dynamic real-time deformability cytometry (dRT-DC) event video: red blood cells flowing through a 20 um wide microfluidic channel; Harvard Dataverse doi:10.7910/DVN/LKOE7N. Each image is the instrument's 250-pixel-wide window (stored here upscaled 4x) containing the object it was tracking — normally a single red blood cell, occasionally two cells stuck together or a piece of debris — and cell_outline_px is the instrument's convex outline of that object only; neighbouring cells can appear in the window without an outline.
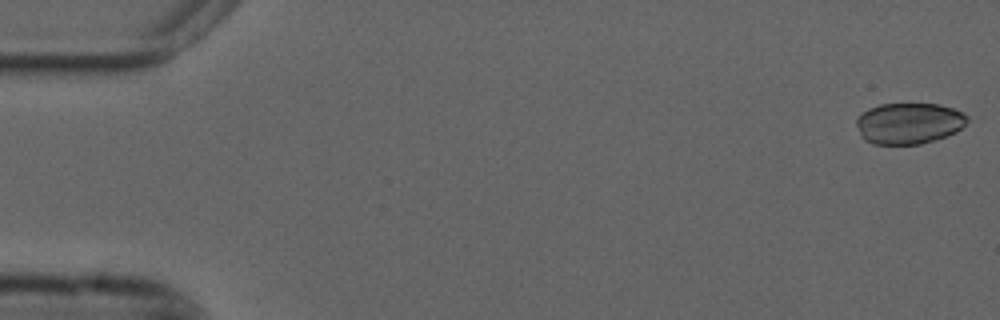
{"species": "common noctule bat (a hibernating species)", "species_latin": "Nyctalus noctula", "temperature_condition": "cold", "stored_images_in_passage": 55, "camera_frame_rate_fps": 3000, "um_per_image_px": 0.085, "animal": {"sex": "male", "forearm_length_mm": 52.5}, "frame": {"image": 1, "passage_image": 1, "time_ms": 0.0, "image_size_px": [1000, 320], "cell_outline_px": [[968, 120], [956, 132], [948, 136], [936, 140], [920, 144], [872, 144], [864, 140], [860, 136], [856, 124], [856, 120], [868, 108], [880, 104], [940, 104], [964, 112], [968, 116]], "centroid_in_image_um": [77.26, 10.49], "position_along_channel_um": 7.7, "area_um2": 26.76}}
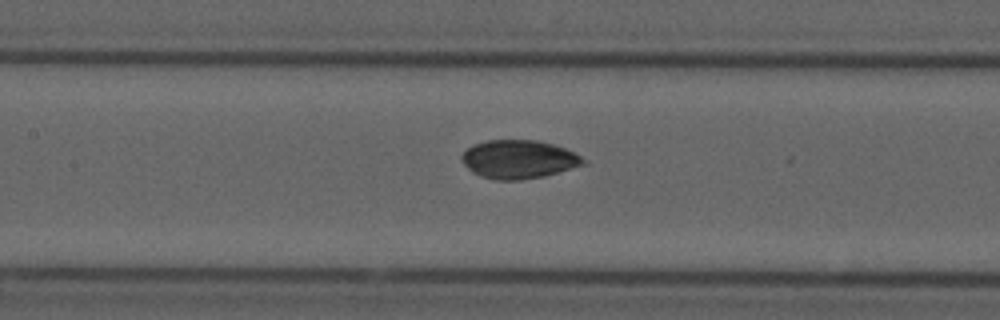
{"frame": {"image": 2, "passage_image": 25, "time_ms": 8.0, "image_size_px": [1000, 320], "cell_outline_px": [[588, 164], [544, 176], [520, 180], [496, 180], [480, 176], [472, 172], [460, 160], [460, 156], [472, 144], [488, 140], [536, 140], [552, 144], [564, 148], [580, 156]], "centroid_in_image_um": [44.06, 13.55], "position_along_channel_um": 163.3, "area_um2": 27.28}}
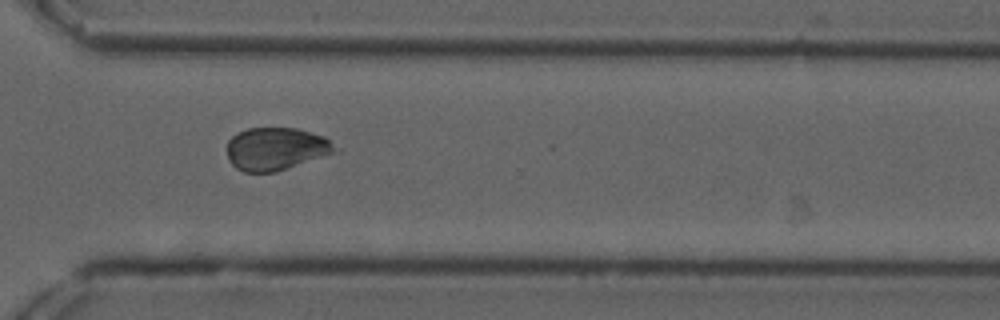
{"frame": {"image": 3, "passage_image": 40, "time_ms": 13.0, "image_size_px": [1000, 320], "cell_outline_px": [[332, 152], [276, 172], [244, 172], [236, 168], [228, 160], [228, 140], [236, 132], [248, 128], [296, 128], [324, 136], [332, 144]], "centroid_in_image_um": [23.35, 12.64], "position_along_channel_um": 347.3, "area_um2": 26.3}, "authors_computed_cell_mechanics": {"area_um2": 27.8018, "velocity_mm_per_s": 3.6901, "shape_relaxation_time_tau1_ms": null, "shape_relaxation_time_tau2_ms": 2.478, "deformation_change_tau1": null, "deformation_change_tau2": 0.0534}}